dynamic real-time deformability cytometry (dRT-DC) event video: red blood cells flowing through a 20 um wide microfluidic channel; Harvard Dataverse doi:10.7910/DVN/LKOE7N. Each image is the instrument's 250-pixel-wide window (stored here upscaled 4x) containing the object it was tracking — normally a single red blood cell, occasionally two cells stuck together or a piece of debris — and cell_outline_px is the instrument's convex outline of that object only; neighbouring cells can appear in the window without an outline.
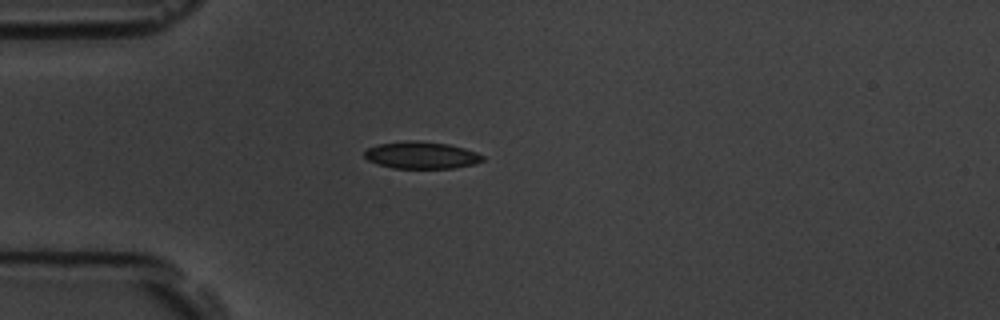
{"species": "common noctule bat (a hibernating species)", "species_latin": "Nyctalus noctula", "temperature_condition": "room temperature", "stored_images_in_passage": 1, "camera_frame_rate_fps": 3000, "um_per_image_px": 0.085, "animal": {"sex": "male", "body_mass_g": 19.5, "forearm_length_mm": 54.6}, "frame": {"image": 1, "passage_image": 1, "time_ms": 0.0, "image_size_px": [1000, 320], "cell_outline_px": [[484, 160], [476, 164], [456, 168], [392, 168], [376, 164], [368, 160], [364, 156], [364, 152], [368, 148], [380, 144], [408, 140], [416, 140], [448, 144], [464, 148], [476, 152], [484, 156]], "centroid_in_image_um": [35.83, 13.2], "position_along_channel_um": 49.2, "area_um2": 18.73}}